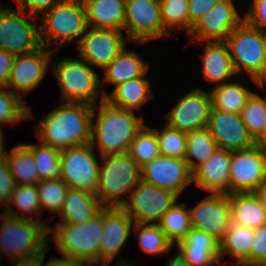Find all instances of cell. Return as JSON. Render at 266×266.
Returning a JSON list of instances; mask_svg holds the SVG:
<instances>
[{
	"mask_svg": "<svg viewBox=\"0 0 266 266\" xmlns=\"http://www.w3.org/2000/svg\"><path fill=\"white\" fill-rule=\"evenodd\" d=\"M256 145L261 146L262 148L266 149V118L263 131L261 135L255 140Z\"/></svg>",
	"mask_w": 266,
	"mask_h": 266,
	"instance_id": "55",
	"label": "cell"
},
{
	"mask_svg": "<svg viewBox=\"0 0 266 266\" xmlns=\"http://www.w3.org/2000/svg\"><path fill=\"white\" fill-rule=\"evenodd\" d=\"M16 186L15 180L9 170L8 164L3 157L0 159V207L6 206L12 191ZM0 208V209H1Z\"/></svg>",
	"mask_w": 266,
	"mask_h": 266,
	"instance_id": "46",
	"label": "cell"
},
{
	"mask_svg": "<svg viewBox=\"0 0 266 266\" xmlns=\"http://www.w3.org/2000/svg\"><path fill=\"white\" fill-rule=\"evenodd\" d=\"M123 30L129 42L137 43L171 35L163 27L159 0H126Z\"/></svg>",
	"mask_w": 266,
	"mask_h": 266,
	"instance_id": "13",
	"label": "cell"
},
{
	"mask_svg": "<svg viewBox=\"0 0 266 266\" xmlns=\"http://www.w3.org/2000/svg\"><path fill=\"white\" fill-rule=\"evenodd\" d=\"M258 87L262 90L265 88V85H266V70L264 72V74L258 79Z\"/></svg>",
	"mask_w": 266,
	"mask_h": 266,
	"instance_id": "57",
	"label": "cell"
},
{
	"mask_svg": "<svg viewBox=\"0 0 266 266\" xmlns=\"http://www.w3.org/2000/svg\"><path fill=\"white\" fill-rule=\"evenodd\" d=\"M104 208L96 194L79 189H68L58 223L78 225L96 217Z\"/></svg>",
	"mask_w": 266,
	"mask_h": 266,
	"instance_id": "25",
	"label": "cell"
},
{
	"mask_svg": "<svg viewBox=\"0 0 266 266\" xmlns=\"http://www.w3.org/2000/svg\"><path fill=\"white\" fill-rule=\"evenodd\" d=\"M261 38H262L263 47L266 53V30H261Z\"/></svg>",
	"mask_w": 266,
	"mask_h": 266,
	"instance_id": "59",
	"label": "cell"
},
{
	"mask_svg": "<svg viewBox=\"0 0 266 266\" xmlns=\"http://www.w3.org/2000/svg\"><path fill=\"white\" fill-rule=\"evenodd\" d=\"M176 247L190 266H215L220 263L219 242L193 227Z\"/></svg>",
	"mask_w": 266,
	"mask_h": 266,
	"instance_id": "23",
	"label": "cell"
},
{
	"mask_svg": "<svg viewBox=\"0 0 266 266\" xmlns=\"http://www.w3.org/2000/svg\"><path fill=\"white\" fill-rule=\"evenodd\" d=\"M231 222L257 229L266 224V212L255 193L229 194Z\"/></svg>",
	"mask_w": 266,
	"mask_h": 266,
	"instance_id": "30",
	"label": "cell"
},
{
	"mask_svg": "<svg viewBox=\"0 0 266 266\" xmlns=\"http://www.w3.org/2000/svg\"><path fill=\"white\" fill-rule=\"evenodd\" d=\"M207 129L219 149L237 151L254 146L241 114L211 109Z\"/></svg>",
	"mask_w": 266,
	"mask_h": 266,
	"instance_id": "20",
	"label": "cell"
},
{
	"mask_svg": "<svg viewBox=\"0 0 266 266\" xmlns=\"http://www.w3.org/2000/svg\"><path fill=\"white\" fill-rule=\"evenodd\" d=\"M45 266H66V259L51 257L49 258Z\"/></svg>",
	"mask_w": 266,
	"mask_h": 266,
	"instance_id": "54",
	"label": "cell"
},
{
	"mask_svg": "<svg viewBox=\"0 0 266 266\" xmlns=\"http://www.w3.org/2000/svg\"><path fill=\"white\" fill-rule=\"evenodd\" d=\"M189 211L193 228L221 241L231 223L228 194L211 193Z\"/></svg>",
	"mask_w": 266,
	"mask_h": 266,
	"instance_id": "18",
	"label": "cell"
},
{
	"mask_svg": "<svg viewBox=\"0 0 266 266\" xmlns=\"http://www.w3.org/2000/svg\"><path fill=\"white\" fill-rule=\"evenodd\" d=\"M91 143L69 147L61 151V179L69 189L96 192L99 180L100 164Z\"/></svg>",
	"mask_w": 266,
	"mask_h": 266,
	"instance_id": "11",
	"label": "cell"
},
{
	"mask_svg": "<svg viewBox=\"0 0 266 266\" xmlns=\"http://www.w3.org/2000/svg\"><path fill=\"white\" fill-rule=\"evenodd\" d=\"M9 151L5 150L4 158L16 185H36L41 179L32 151L25 143H19Z\"/></svg>",
	"mask_w": 266,
	"mask_h": 266,
	"instance_id": "31",
	"label": "cell"
},
{
	"mask_svg": "<svg viewBox=\"0 0 266 266\" xmlns=\"http://www.w3.org/2000/svg\"><path fill=\"white\" fill-rule=\"evenodd\" d=\"M4 139V132L0 131V159L4 157V153L6 150Z\"/></svg>",
	"mask_w": 266,
	"mask_h": 266,
	"instance_id": "56",
	"label": "cell"
},
{
	"mask_svg": "<svg viewBox=\"0 0 266 266\" xmlns=\"http://www.w3.org/2000/svg\"><path fill=\"white\" fill-rule=\"evenodd\" d=\"M100 263L96 261H82V260H69L66 259V266H96Z\"/></svg>",
	"mask_w": 266,
	"mask_h": 266,
	"instance_id": "52",
	"label": "cell"
},
{
	"mask_svg": "<svg viewBox=\"0 0 266 266\" xmlns=\"http://www.w3.org/2000/svg\"><path fill=\"white\" fill-rule=\"evenodd\" d=\"M244 21L259 30H266V0H253Z\"/></svg>",
	"mask_w": 266,
	"mask_h": 266,
	"instance_id": "45",
	"label": "cell"
},
{
	"mask_svg": "<svg viewBox=\"0 0 266 266\" xmlns=\"http://www.w3.org/2000/svg\"><path fill=\"white\" fill-rule=\"evenodd\" d=\"M230 163L231 151L218 148L192 173V182L209 193L229 195Z\"/></svg>",
	"mask_w": 266,
	"mask_h": 266,
	"instance_id": "22",
	"label": "cell"
},
{
	"mask_svg": "<svg viewBox=\"0 0 266 266\" xmlns=\"http://www.w3.org/2000/svg\"><path fill=\"white\" fill-rule=\"evenodd\" d=\"M36 186L38 188L42 212L44 209H47L50 213L58 215L69 189L67 184L61 178H57L40 180Z\"/></svg>",
	"mask_w": 266,
	"mask_h": 266,
	"instance_id": "41",
	"label": "cell"
},
{
	"mask_svg": "<svg viewBox=\"0 0 266 266\" xmlns=\"http://www.w3.org/2000/svg\"><path fill=\"white\" fill-rule=\"evenodd\" d=\"M244 17L238 13L233 0H219L204 17L192 27L189 37L198 42L225 41Z\"/></svg>",
	"mask_w": 266,
	"mask_h": 266,
	"instance_id": "19",
	"label": "cell"
},
{
	"mask_svg": "<svg viewBox=\"0 0 266 266\" xmlns=\"http://www.w3.org/2000/svg\"><path fill=\"white\" fill-rule=\"evenodd\" d=\"M63 0H16L17 8L28 13L31 16L37 17L41 13L45 14L52 6Z\"/></svg>",
	"mask_w": 266,
	"mask_h": 266,
	"instance_id": "47",
	"label": "cell"
},
{
	"mask_svg": "<svg viewBox=\"0 0 266 266\" xmlns=\"http://www.w3.org/2000/svg\"><path fill=\"white\" fill-rule=\"evenodd\" d=\"M135 264L136 263H133L132 260L128 263L125 260H123L122 257H120L119 261H117V263L114 266H136Z\"/></svg>",
	"mask_w": 266,
	"mask_h": 266,
	"instance_id": "58",
	"label": "cell"
},
{
	"mask_svg": "<svg viewBox=\"0 0 266 266\" xmlns=\"http://www.w3.org/2000/svg\"><path fill=\"white\" fill-rule=\"evenodd\" d=\"M139 167L160 156L157 136L146 124L137 132L127 152Z\"/></svg>",
	"mask_w": 266,
	"mask_h": 266,
	"instance_id": "39",
	"label": "cell"
},
{
	"mask_svg": "<svg viewBox=\"0 0 266 266\" xmlns=\"http://www.w3.org/2000/svg\"><path fill=\"white\" fill-rule=\"evenodd\" d=\"M11 204L15 205L21 212L25 214L21 216L12 208ZM11 206V207H10ZM5 214L13 217L34 220L42 223L47 229L50 224H46L37 218V214L42 213V207L39 200L38 188L36 185H16L9 197L6 206L3 208ZM14 209V210H13ZM32 214V215H31ZM29 215V217H28ZM34 215V216H33ZM33 217H36L33 219Z\"/></svg>",
	"mask_w": 266,
	"mask_h": 266,
	"instance_id": "32",
	"label": "cell"
},
{
	"mask_svg": "<svg viewBox=\"0 0 266 266\" xmlns=\"http://www.w3.org/2000/svg\"><path fill=\"white\" fill-rule=\"evenodd\" d=\"M254 193L259 198L261 205L266 212V184L260 186Z\"/></svg>",
	"mask_w": 266,
	"mask_h": 266,
	"instance_id": "53",
	"label": "cell"
},
{
	"mask_svg": "<svg viewBox=\"0 0 266 266\" xmlns=\"http://www.w3.org/2000/svg\"><path fill=\"white\" fill-rule=\"evenodd\" d=\"M144 76L128 80L117 85L114 90L105 97V100L111 105L132 111H141L144 103H147L154 97L151 90V82Z\"/></svg>",
	"mask_w": 266,
	"mask_h": 266,
	"instance_id": "27",
	"label": "cell"
},
{
	"mask_svg": "<svg viewBox=\"0 0 266 266\" xmlns=\"http://www.w3.org/2000/svg\"><path fill=\"white\" fill-rule=\"evenodd\" d=\"M93 106L85 103L61 102L35 127L42 144L62 151L91 142Z\"/></svg>",
	"mask_w": 266,
	"mask_h": 266,
	"instance_id": "1",
	"label": "cell"
},
{
	"mask_svg": "<svg viewBox=\"0 0 266 266\" xmlns=\"http://www.w3.org/2000/svg\"><path fill=\"white\" fill-rule=\"evenodd\" d=\"M248 133L256 140L262 133L266 118V96L253 92L240 113Z\"/></svg>",
	"mask_w": 266,
	"mask_h": 266,
	"instance_id": "42",
	"label": "cell"
},
{
	"mask_svg": "<svg viewBox=\"0 0 266 266\" xmlns=\"http://www.w3.org/2000/svg\"><path fill=\"white\" fill-rule=\"evenodd\" d=\"M157 136L160 155L185 159L186 133L166 125L162 131L152 128Z\"/></svg>",
	"mask_w": 266,
	"mask_h": 266,
	"instance_id": "43",
	"label": "cell"
},
{
	"mask_svg": "<svg viewBox=\"0 0 266 266\" xmlns=\"http://www.w3.org/2000/svg\"><path fill=\"white\" fill-rule=\"evenodd\" d=\"M100 157L95 194L104 207H121L127 201L122 195H129L141 180V169L128 153Z\"/></svg>",
	"mask_w": 266,
	"mask_h": 266,
	"instance_id": "5",
	"label": "cell"
},
{
	"mask_svg": "<svg viewBox=\"0 0 266 266\" xmlns=\"http://www.w3.org/2000/svg\"><path fill=\"white\" fill-rule=\"evenodd\" d=\"M126 42L129 40L124 38L122 31L88 26L77 44L78 57L104 69L125 48Z\"/></svg>",
	"mask_w": 266,
	"mask_h": 266,
	"instance_id": "14",
	"label": "cell"
},
{
	"mask_svg": "<svg viewBox=\"0 0 266 266\" xmlns=\"http://www.w3.org/2000/svg\"><path fill=\"white\" fill-rule=\"evenodd\" d=\"M128 197L130 200L121 208L134 223L139 224H157L164 213L179 199L177 194L142 180L131 190Z\"/></svg>",
	"mask_w": 266,
	"mask_h": 266,
	"instance_id": "10",
	"label": "cell"
},
{
	"mask_svg": "<svg viewBox=\"0 0 266 266\" xmlns=\"http://www.w3.org/2000/svg\"><path fill=\"white\" fill-rule=\"evenodd\" d=\"M186 206L185 203L176 202L157 223L174 245L183 240L192 229L190 211Z\"/></svg>",
	"mask_w": 266,
	"mask_h": 266,
	"instance_id": "35",
	"label": "cell"
},
{
	"mask_svg": "<svg viewBox=\"0 0 266 266\" xmlns=\"http://www.w3.org/2000/svg\"><path fill=\"white\" fill-rule=\"evenodd\" d=\"M51 65V71L60 87L59 102L97 105L103 89H101V78L90 64L81 58L65 57L57 63L52 62Z\"/></svg>",
	"mask_w": 266,
	"mask_h": 266,
	"instance_id": "6",
	"label": "cell"
},
{
	"mask_svg": "<svg viewBox=\"0 0 266 266\" xmlns=\"http://www.w3.org/2000/svg\"><path fill=\"white\" fill-rule=\"evenodd\" d=\"M133 230L139 231L137 239L141 249L149 255L169 254L174 244L167 238L158 224L134 223Z\"/></svg>",
	"mask_w": 266,
	"mask_h": 266,
	"instance_id": "37",
	"label": "cell"
},
{
	"mask_svg": "<svg viewBox=\"0 0 266 266\" xmlns=\"http://www.w3.org/2000/svg\"><path fill=\"white\" fill-rule=\"evenodd\" d=\"M31 151L41 180L61 178V151L42 144H25Z\"/></svg>",
	"mask_w": 266,
	"mask_h": 266,
	"instance_id": "36",
	"label": "cell"
},
{
	"mask_svg": "<svg viewBox=\"0 0 266 266\" xmlns=\"http://www.w3.org/2000/svg\"><path fill=\"white\" fill-rule=\"evenodd\" d=\"M186 142L185 161L192 173L218 149L207 127L187 132Z\"/></svg>",
	"mask_w": 266,
	"mask_h": 266,
	"instance_id": "34",
	"label": "cell"
},
{
	"mask_svg": "<svg viewBox=\"0 0 266 266\" xmlns=\"http://www.w3.org/2000/svg\"><path fill=\"white\" fill-rule=\"evenodd\" d=\"M201 59L203 62V78L209 83L221 85L228 82V78L235 76L231 56L225 41H206Z\"/></svg>",
	"mask_w": 266,
	"mask_h": 266,
	"instance_id": "24",
	"label": "cell"
},
{
	"mask_svg": "<svg viewBox=\"0 0 266 266\" xmlns=\"http://www.w3.org/2000/svg\"><path fill=\"white\" fill-rule=\"evenodd\" d=\"M134 222L121 207L103 208V237L99 248V263L108 266L127 242Z\"/></svg>",
	"mask_w": 266,
	"mask_h": 266,
	"instance_id": "21",
	"label": "cell"
},
{
	"mask_svg": "<svg viewBox=\"0 0 266 266\" xmlns=\"http://www.w3.org/2000/svg\"><path fill=\"white\" fill-rule=\"evenodd\" d=\"M211 108L209 91L197 87L186 93L164 118L171 128L187 133L207 127Z\"/></svg>",
	"mask_w": 266,
	"mask_h": 266,
	"instance_id": "17",
	"label": "cell"
},
{
	"mask_svg": "<svg viewBox=\"0 0 266 266\" xmlns=\"http://www.w3.org/2000/svg\"><path fill=\"white\" fill-rule=\"evenodd\" d=\"M40 22V39L42 46L58 51L65 44H71L81 36L88 27L86 11L82 0H63L52 6Z\"/></svg>",
	"mask_w": 266,
	"mask_h": 266,
	"instance_id": "4",
	"label": "cell"
},
{
	"mask_svg": "<svg viewBox=\"0 0 266 266\" xmlns=\"http://www.w3.org/2000/svg\"><path fill=\"white\" fill-rule=\"evenodd\" d=\"M126 0H82L87 25L92 28L122 31L125 20Z\"/></svg>",
	"mask_w": 266,
	"mask_h": 266,
	"instance_id": "26",
	"label": "cell"
},
{
	"mask_svg": "<svg viewBox=\"0 0 266 266\" xmlns=\"http://www.w3.org/2000/svg\"><path fill=\"white\" fill-rule=\"evenodd\" d=\"M41 47L40 25L36 26L34 16H26L23 10L9 9L0 3V49L20 56Z\"/></svg>",
	"mask_w": 266,
	"mask_h": 266,
	"instance_id": "9",
	"label": "cell"
},
{
	"mask_svg": "<svg viewBox=\"0 0 266 266\" xmlns=\"http://www.w3.org/2000/svg\"><path fill=\"white\" fill-rule=\"evenodd\" d=\"M49 246L41 253L31 255L28 257H21L18 259L9 260L10 262L13 261V266H45V255L48 252Z\"/></svg>",
	"mask_w": 266,
	"mask_h": 266,
	"instance_id": "50",
	"label": "cell"
},
{
	"mask_svg": "<svg viewBox=\"0 0 266 266\" xmlns=\"http://www.w3.org/2000/svg\"><path fill=\"white\" fill-rule=\"evenodd\" d=\"M254 239V229L231 222L219 242L220 262L228 254L237 260L236 265L251 266V247Z\"/></svg>",
	"mask_w": 266,
	"mask_h": 266,
	"instance_id": "29",
	"label": "cell"
},
{
	"mask_svg": "<svg viewBox=\"0 0 266 266\" xmlns=\"http://www.w3.org/2000/svg\"><path fill=\"white\" fill-rule=\"evenodd\" d=\"M236 75L246 73L255 85L266 70V53L261 30L244 20L233 29L225 40Z\"/></svg>",
	"mask_w": 266,
	"mask_h": 266,
	"instance_id": "8",
	"label": "cell"
},
{
	"mask_svg": "<svg viewBox=\"0 0 266 266\" xmlns=\"http://www.w3.org/2000/svg\"><path fill=\"white\" fill-rule=\"evenodd\" d=\"M251 266H266V224L255 229L251 247Z\"/></svg>",
	"mask_w": 266,
	"mask_h": 266,
	"instance_id": "44",
	"label": "cell"
},
{
	"mask_svg": "<svg viewBox=\"0 0 266 266\" xmlns=\"http://www.w3.org/2000/svg\"><path fill=\"white\" fill-rule=\"evenodd\" d=\"M30 108L22 97L6 87H0V131L3 132L4 124L11 125L23 119H30L32 116Z\"/></svg>",
	"mask_w": 266,
	"mask_h": 266,
	"instance_id": "38",
	"label": "cell"
},
{
	"mask_svg": "<svg viewBox=\"0 0 266 266\" xmlns=\"http://www.w3.org/2000/svg\"><path fill=\"white\" fill-rule=\"evenodd\" d=\"M107 95L103 90L100 105L93 106L90 143L94 148L97 144L101 156L127 153L133 138L145 124L144 117L111 105L105 100Z\"/></svg>",
	"mask_w": 266,
	"mask_h": 266,
	"instance_id": "2",
	"label": "cell"
},
{
	"mask_svg": "<svg viewBox=\"0 0 266 266\" xmlns=\"http://www.w3.org/2000/svg\"><path fill=\"white\" fill-rule=\"evenodd\" d=\"M266 184V149L254 145L231 151L229 194L254 193Z\"/></svg>",
	"mask_w": 266,
	"mask_h": 266,
	"instance_id": "12",
	"label": "cell"
},
{
	"mask_svg": "<svg viewBox=\"0 0 266 266\" xmlns=\"http://www.w3.org/2000/svg\"><path fill=\"white\" fill-rule=\"evenodd\" d=\"M219 0H188L190 31L192 27L208 13Z\"/></svg>",
	"mask_w": 266,
	"mask_h": 266,
	"instance_id": "48",
	"label": "cell"
},
{
	"mask_svg": "<svg viewBox=\"0 0 266 266\" xmlns=\"http://www.w3.org/2000/svg\"><path fill=\"white\" fill-rule=\"evenodd\" d=\"M166 266H190L186 260L178 253L173 258L169 259Z\"/></svg>",
	"mask_w": 266,
	"mask_h": 266,
	"instance_id": "51",
	"label": "cell"
},
{
	"mask_svg": "<svg viewBox=\"0 0 266 266\" xmlns=\"http://www.w3.org/2000/svg\"><path fill=\"white\" fill-rule=\"evenodd\" d=\"M0 252L10 260L43 252L48 229L39 222L0 214Z\"/></svg>",
	"mask_w": 266,
	"mask_h": 266,
	"instance_id": "7",
	"label": "cell"
},
{
	"mask_svg": "<svg viewBox=\"0 0 266 266\" xmlns=\"http://www.w3.org/2000/svg\"><path fill=\"white\" fill-rule=\"evenodd\" d=\"M150 63L141 59V55L135 51L123 49L117 57L103 70V83H109L115 87L128 80L144 76L149 70Z\"/></svg>",
	"mask_w": 266,
	"mask_h": 266,
	"instance_id": "28",
	"label": "cell"
},
{
	"mask_svg": "<svg viewBox=\"0 0 266 266\" xmlns=\"http://www.w3.org/2000/svg\"><path fill=\"white\" fill-rule=\"evenodd\" d=\"M14 57L13 54L0 49V87H7Z\"/></svg>",
	"mask_w": 266,
	"mask_h": 266,
	"instance_id": "49",
	"label": "cell"
},
{
	"mask_svg": "<svg viewBox=\"0 0 266 266\" xmlns=\"http://www.w3.org/2000/svg\"><path fill=\"white\" fill-rule=\"evenodd\" d=\"M140 169L143 182L169 190L179 197L193 183L192 172L185 159L160 155Z\"/></svg>",
	"mask_w": 266,
	"mask_h": 266,
	"instance_id": "16",
	"label": "cell"
},
{
	"mask_svg": "<svg viewBox=\"0 0 266 266\" xmlns=\"http://www.w3.org/2000/svg\"><path fill=\"white\" fill-rule=\"evenodd\" d=\"M209 92L211 96V109L240 114L248 98L253 93L241 83L226 82L217 85Z\"/></svg>",
	"mask_w": 266,
	"mask_h": 266,
	"instance_id": "33",
	"label": "cell"
},
{
	"mask_svg": "<svg viewBox=\"0 0 266 266\" xmlns=\"http://www.w3.org/2000/svg\"><path fill=\"white\" fill-rule=\"evenodd\" d=\"M51 235V237H50ZM103 237V209L91 220L78 225L56 223L49 225L48 243L54 241L64 259L96 261Z\"/></svg>",
	"mask_w": 266,
	"mask_h": 266,
	"instance_id": "3",
	"label": "cell"
},
{
	"mask_svg": "<svg viewBox=\"0 0 266 266\" xmlns=\"http://www.w3.org/2000/svg\"><path fill=\"white\" fill-rule=\"evenodd\" d=\"M159 2L163 27L170 34L183 29L189 34L188 0H159Z\"/></svg>",
	"mask_w": 266,
	"mask_h": 266,
	"instance_id": "40",
	"label": "cell"
},
{
	"mask_svg": "<svg viewBox=\"0 0 266 266\" xmlns=\"http://www.w3.org/2000/svg\"><path fill=\"white\" fill-rule=\"evenodd\" d=\"M57 52L42 46L35 52L15 56L6 88L24 99L23 94L37 88L45 78L51 56Z\"/></svg>",
	"mask_w": 266,
	"mask_h": 266,
	"instance_id": "15",
	"label": "cell"
}]
</instances>
